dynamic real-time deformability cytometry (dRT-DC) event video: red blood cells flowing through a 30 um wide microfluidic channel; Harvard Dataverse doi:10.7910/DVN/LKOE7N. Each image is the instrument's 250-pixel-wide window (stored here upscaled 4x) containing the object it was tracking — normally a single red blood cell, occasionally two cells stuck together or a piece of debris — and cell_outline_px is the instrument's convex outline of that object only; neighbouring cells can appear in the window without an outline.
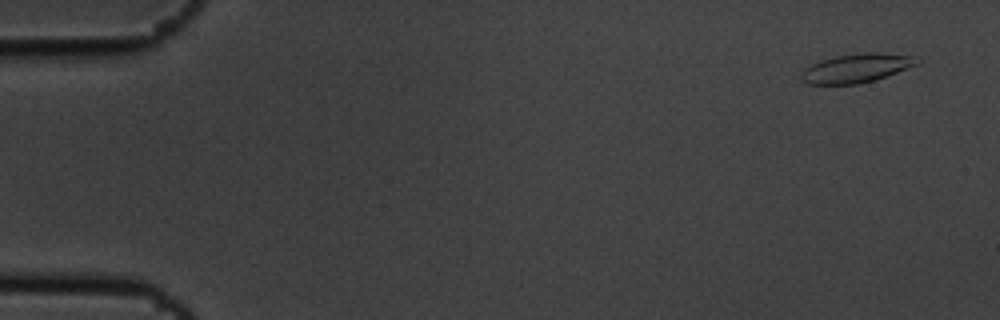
{"species": "common noctule bat (a hibernating species)", "species_latin": "Nyctalus noctula", "temperature_condition": "cold", "stored_images_in_passage": 8, "camera_frame_rate_fps": 3000, "um_per_image_px": 0.085, "animal": {"sex": "male", "body_mass_g": 19.5, "forearm_length_mm": 54.6}, "frame": {"image": 1, "passage_image": 1, "time_ms": 0.0, "image_size_px": [1000, 320], "cell_outline_px": [[920, 64], [860, 84], [808, 84], [800, 80], [800, 76], [804, 68], [820, 60], [836, 56], [864, 52], [876, 52], [912, 56], [920, 60]], "centroid_in_image_um": [72.76, 5.79], "position_along_channel_um": 12.2, "area_um2": 19.36}}
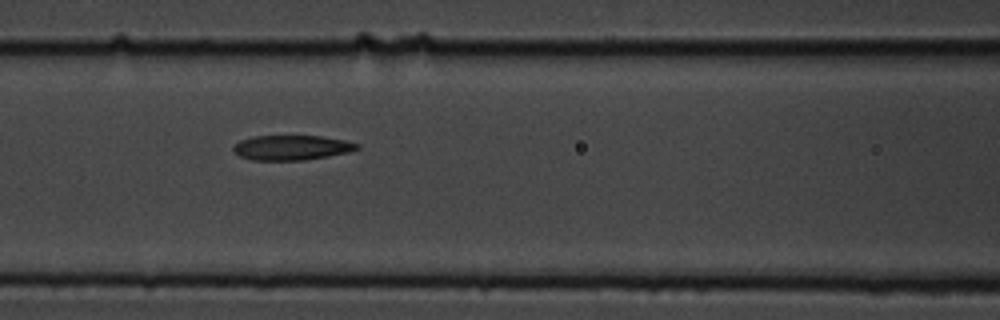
{"frame": {"image": 2, "passage_image": 7, "time_ms": 2.0, "image_size_px": [1000, 320], "cell_outline_px": [[360, 148], [348, 152], [328, 156], [304, 160], [252, 160], [240, 156], [232, 148], [240, 140], [252, 136], [320, 136], [344, 140], [360, 144]], "centroid_in_image_um": [24.8, 12.54], "position_along_channel_um": 141.8, "area_um2": 17.8}}
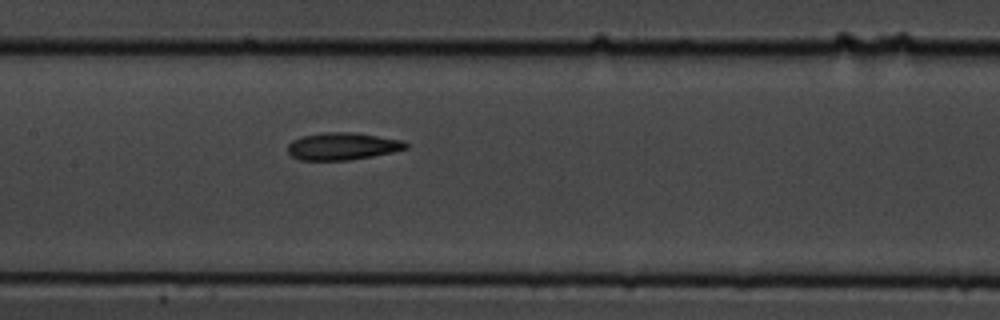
{"frame": {"image": 3, "passage_image": 8, "time_ms": 2.333, "image_size_px": [1000, 320], "cell_outline_px": [[408, 148], [392, 152], [372, 156], [348, 160], [300, 160], [292, 156], [288, 152], [288, 144], [292, 140], [300, 136], [324, 132], [356, 132], [400, 140], [408, 144]], "centroid_in_image_um": [29.08, 12.42], "position_along_channel_um": 178.3, "area_um2": 18.79}}